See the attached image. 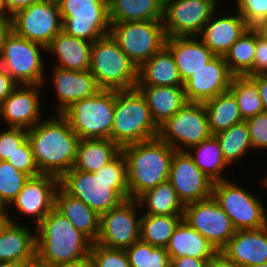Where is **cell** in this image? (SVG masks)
<instances>
[{"instance_id":"1","label":"cell","mask_w":267,"mask_h":267,"mask_svg":"<svg viewBox=\"0 0 267 267\" xmlns=\"http://www.w3.org/2000/svg\"><path fill=\"white\" fill-rule=\"evenodd\" d=\"M59 186L99 215L108 212L129 199L125 156L121 151L94 173L72 168L59 179Z\"/></svg>"},{"instance_id":"2","label":"cell","mask_w":267,"mask_h":267,"mask_svg":"<svg viewBox=\"0 0 267 267\" xmlns=\"http://www.w3.org/2000/svg\"><path fill=\"white\" fill-rule=\"evenodd\" d=\"M27 140L40 174L60 179L74 167L80 138L62 114H48L27 129Z\"/></svg>"},{"instance_id":"3","label":"cell","mask_w":267,"mask_h":267,"mask_svg":"<svg viewBox=\"0 0 267 267\" xmlns=\"http://www.w3.org/2000/svg\"><path fill=\"white\" fill-rule=\"evenodd\" d=\"M92 243L55 208L36 226V258L46 264L88 258Z\"/></svg>"},{"instance_id":"4","label":"cell","mask_w":267,"mask_h":267,"mask_svg":"<svg viewBox=\"0 0 267 267\" xmlns=\"http://www.w3.org/2000/svg\"><path fill=\"white\" fill-rule=\"evenodd\" d=\"M127 162L129 199L137 200L146 191L169 178L175 150L158 137L121 148Z\"/></svg>"},{"instance_id":"5","label":"cell","mask_w":267,"mask_h":267,"mask_svg":"<svg viewBox=\"0 0 267 267\" xmlns=\"http://www.w3.org/2000/svg\"><path fill=\"white\" fill-rule=\"evenodd\" d=\"M158 130L146 100L137 88L115 90L112 141L123 148L129 144L156 138Z\"/></svg>"},{"instance_id":"6","label":"cell","mask_w":267,"mask_h":267,"mask_svg":"<svg viewBox=\"0 0 267 267\" xmlns=\"http://www.w3.org/2000/svg\"><path fill=\"white\" fill-rule=\"evenodd\" d=\"M89 70L101 89L136 88L137 67L110 34L93 42Z\"/></svg>"},{"instance_id":"7","label":"cell","mask_w":267,"mask_h":267,"mask_svg":"<svg viewBox=\"0 0 267 267\" xmlns=\"http://www.w3.org/2000/svg\"><path fill=\"white\" fill-rule=\"evenodd\" d=\"M231 178L213 183L212 196L229 216L236 230L260 229L267 225V206L259 193L247 190ZM234 179V180H233ZM243 186V187H242Z\"/></svg>"},{"instance_id":"8","label":"cell","mask_w":267,"mask_h":267,"mask_svg":"<svg viewBox=\"0 0 267 267\" xmlns=\"http://www.w3.org/2000/svg\"><path fill=\"white\" fill-rule=\"evenodd\" d=\"M114 107L115 90L101 89L72 103L61 114L80 139H111Z\"/></svg>"},{"instance_id":"9","label":"cell","mask_w":267,"mask_h":267,"mask_svg":"<svg viewBox=\"0 0 267 267\" xmlns=\"http://www.w3.org/2000/svg\"><path fill=\"white\" fill-rule=\"evenodd\" d=\"M45 51V46L20 37L12 31L3 46L0 66L19 85H42L47 69L45 67L49 68L45 62L49 58H44Z\"/></svg>"},{"instance_id":"10","label":"cell","mask_w":267,"mask_h":267,"mask_svg":"<svg viewBox=\"0 0 267 267\" xmlns=\"http://www.w3.org/2000/svg\"><path fill=\"white\" fill-rule=\"evenodd\" d=\"M62 31L94 42L110 33L109 0H60Z\"/></svg>"},{"instance_id":"11","label":"cell","mask_w":267,"mask_h":267,"mask_svg":"<svg viewBox=\"0 0 267 267\" xmlns=\"http://www.w3.org/2000/svg\"><path fill=\"white\" fill-rule=\"evenodd\" d=\"M109 34L137 69L165 46L167 38L162 21L111 23Z\"/></svg>"},{"instance_id":"12","label":"cell","mask_w":267,"mask_h":267,"mask_svg":"<svg viewBox=\"0 0 267 267\" xmlns=\"http://www.w3.org/2000/svg\"><path fill=\"white\" fill-rule=\"evenodd\" d=\"M211 135L204 104L187 102L159 126L157 137L176 151H188Z\"/></svg>"},{"instance_id":"13","label":"cell","mask_w":267,"mask_h":267,"mask_svg":"<svg viewBox=\"0 0 267 267\" xmlns=\"http://www.w3.org/2000/svg\"><path fill=\"white\" fill-rule=\"evenodd\" d=\"M141 208L135 199L100 215V231L96 243L110 249H127L140 240Z\"/></svg>"},{"instance_id":"14","label":"cell","mask_w":267,"mask_h":267,"mask_svg":"<svg viewBox=\"0 0 267 267\" xmlns=\"http://www.w3.org/2000/svg\"><path fill=\"white\" fill-rule=\"evenodd\" d=\"M220 0H164L163 27L166 37L198 36ZM219 4V5H218Z\"/></svg>"},{"instance_id":"15","label":"cell","mask_w":267,"mask_h":267,"mask_svg":"<svg viewBox=\"0 0 267 267\" xmlns=\"http://www.w3.org/2000/svg\"><path fill=\"white\" fill-rule=\"evenodd\" d=\"M62 23L58 3L44 0L12 15V30L16 35L45 47L62 31Z\"/></svg>"},{"instance_id":"16","label":"cell","mask_w":267,"mask_h":267,"mask_svg":"<svg viewBox=\"0 0 267 267\" xmlns=\"http://www.w3.org/2000/svg\"><path fill=\"white\" fill-rule=\"evenodd\" d=\"M58 187L59 178L57 177L43 174L36 177H30V179L23 186L22 191L9 206V213L12 222L19 223L20 221L23 223L21 218L24 217L26 219V224L29 219L34 220L35 225L33 222L32 225L36 227L54 208L55 194ZM11 213L13 215L14 213L17 214L13 216Z\"/></svg>"},{"instance_id":"17","label":"cell","mask_w":267,"mask_h":267,"mask_svg":"<svg viewBox=\"0 0 267 267\" xmlns=\"http://www.w3.org/2000/svg\"><path fill=\"white\" fill-rule=\"evenodd\" d=\"M183 220L206 238L218 252L236 232L231 219L213 196L185 205Z\"/></svg>"},{"instance_id":"18","label":"cell","mask_w":267,"mask_h":267,"mask_svg":"<svg viewBox=\"0 0 267 267\" xmlns=\"http://www.w3.org/2000/svg\"><path fill=\"white\" fill-rule=\"evenodd\" d=\"M47 71H51L45 74L42 86L47 91L51 87L53 95L56 99L54 107L55 114H61L72 103L80 101L81 99L90 97L98 93L101 88L98 86L95 77L90 70L87 71H74L62 69L56 66H50ZM48 75V77H46ZM50 80V87H48V81ZM53 87V88H52ZM55 93V94H54Z\"/></svg>"},{"instance_id":"19","label":"cell","mask_w":267,"mask_h":267,"mask_svg":"<svg viewBox=\"0 0 267 267\" xmlns=\"http://www.w3.org/2000/svg\"><path fill=\"white\" fill-rule=\"evenodd\" d=\"M42 88V85H18L0 104V120L6 127L29 129L48 116L43 108Z\"/></svg>"},{"instance_id":"20","label":"cell","mask_w":267,"mask_h":267,"mask_svg":"<svg viewBox=\"0 0 267 267\" xmlns=\"http://www.w3.org/2000/svg\"><path fill=\"white\" fill-rule=\"evenodd\" d=\"M168 181L184 206L212 196L214 182L196 166L187 151L175 150Z\"/></svg>"},{"instance_id":"21","label":"cell","mask_w":267,"mask_h":267,"mask_svg":"<svg viewBox=\"0 0 267 267\" xmlns=\"http://www.w3.org/2000/svg\"><path fill=\"white\" fill-rule=\"evenodd\" d=\"M232 77L224 57L216 55L184 82L188 102L203 103L229 91Z\"/></svg>"},{"instance_id":"22","label":"cell","mask_w":267,"mask_h":267,"mask_svg":"<svg viewBox=\"0 0 267 267\" xmlns=\"http://www.w3.org/2000/svg\"><path fill=\"white\" fill-rule=\"evenodd\" d=\"M221 8H224L223 5L213 13L197 37L215 55L224 56L250 26L236 10L233 13L228 12V15L227 11Z\"/></svg>"},{"instance_id":"23","label":"cell","mask_w":267,"mask_h":267,"mask_svg":"<svg viewBox=\"0 0 267 267\" xmlns=\"http://www.w3.org/2000/svg\"><path fill=\"white\" fill-rule=\"evenodd\" d=\"M219 255L238 267L267 262V225L260 229L236 230Z\"/></svg>"},{"instance_id":"24","label":"cell","mask_w":267,"mask_h":267,"mask_svg":"<svg viewBox=\"0 0 267 267\" xmlns=\"http://www.w3.org/2000/svg\"><path fill=\"white\" fill-rule=\"evenodd\" d=\"M92 44V42L60 31L46 47V54L48 57L51 55L54 61L51 60L48 63L50 66L62 69L87 71L90 68Z\"/></svg>"},{"instance_id":"25","label":"cell","mask_w":267,"mask_h":267,"mask_svg":"<svg viewBox=\"0 0 267 267\" xmlns=\"http://www.w3.org/2000/svg\"><path fill=\"white\" fill-rule=\"evenodd\" d=\"M165 47L171 52L183 83L216 55L197 37H169Z\"/></svg>"},{"instance_id":"26","label":"cell","mask_w":267,"mask_h":267,"mask_svg":"<svg viewBox=\"0 0 267 267\" xmlns=\"http://www.w3.org/2000/svg\"><path fill=\"white\" fill-rule=\"evenodd\" d=\"M31 227L11 221L0 233V262L28 263L36 258V227Z\"/></svg>"},{"instance_id":"27","label":"cell","mask_w":267,"mask_h":267,"mask_svg":"<svg viewBox=\"0 0 267 267\" xmlns=\"http://www.w3.org/2000/svg\"><path fill=\"white\" fill-rule=\"evenodd\" d=\"M159 127L188 102L183 86H136Z\"/></svg>"},{"instance_id":"28","label":"cell","mask_w":267,"mask_h":267,"mask_svg":"<svg viewBox=\"0 0 267 267\" xmlns=\"http://www.w3.org/2000/svg\"><path fill=\"white\" fill-rule=\"evenodd\" d=\"M54 208L93 243L97 241L100 231V215L82 200L72 197L59 186L55 194Z\"/></svg>"},{"instance_id":"29","label":"cell","mask_w":267,"mask_h":267,"mask_svg":"<svg viewBox=\"0 0 267 267\" xmlns=\"http://www.w3.org/2000/svg\"><path fill=\"white\" fill-rule=\"evenodd\" d=\"M166 251L170 260L180 257L198 259H215L219 252L197 230L193 229L183 219L175 228Z\"/></svg>"},{"instance_id":"30","label":"cell","mask_w":267,"mask_h":267,"mask_svg":"<svg viewBox=\"0 0 267 267\" xmlns=\"http://www.w3.org/2000/svg\"><path fill=\"white\" fill-rule=\"evenodd\" d=\"M171 52L164 46L137 69L136 86H183Z\"/></svg>"},{"instance_id":"31","label":"cell","mask_w":267,"mask_h":267,"mask_svg":"<svg viewBox=\"0 0 267 267\" xmlns=\"http://www.w3.org/2000/svg\"><path fill=\"white\" fill-rule=\"evenodd\" d=\"M120 152L121 148L111 139H80L73 168L94 173Z\"/></svg>"},{"instance_id":"32","label":"cell","mask_w":267,"mask_h":267,"mask_svg":"<svg viewBox=\"0 0 267 267\" xmlns=\"http://www.w3.org/2000/svg\"><path fill=\"white\" fill-rule=\"evenodd\" d=\"M164 0H109L110 23L162 21Z\"/></svg>"},{"instance_id":"33","label":"cell","mask_w":267,"mask_h":267,"mask_svg":"<svg viewBox=\"0 0 267 267\" xmlns=\"http://www.w3.org/2000/svg\"><path fill=\"white\" fill-rule=\"evenodd\" d=\"M187 152L196 166L213 182L229 179L228 171H233V168L225 161L220 144L214 135L191 147ZM229 168L230 170H227Z\"/></svg>"},{"instance_id":"34","label":"cell","mask_w":267,"mask_h":267,"mask_svg":"<svg viewBox=\"0 0 267 267\" xmlns=\"http://www.w3.org/2000/svg\"><path fill=\"white\" fill-rule=\"evenodd\" d=\"M137 201L140 204L142 214L183 215L184 213V205L168 180L146 191Z\"/></svg>"},{"instance_id":"35","label":"cell","mask_w":267,"mask_h":267,"mask_svg":"<svg viewBox=\"0 0 267 267\" xmlns=\"http://www.w3.org/2000/svg\"><path fill=\"white\" fill-rule=\"evenodd\" d=\"M212 135L227 130L233 125L243 122L236 98L227 91L203 102Z\"/></svg>"},{"instance_id":"36","label":"cell","mask_w":267,"mask_h":267,"mask_svg":"<svg viewBox=\"0 0 267 267\" xmlns=\"http://www.w3.org/2000/svg\"><path fill=\"white\" fill-rule=\"evenodd\" d=\"M222 149V154L225 161L232 166L243 163V159L253 151L248 127L245 121L233 125L227 130L214 135ZM241 159V160H240Z\"/></svg>"},{"instance_id":"37","label":"cell","mask_w":267,"mask_h":267,"mask_svg":"<svg viewBox=\"0 0 267 267\" xmlns=\"http://www.w3.org/2000/svg\"><path fill=\"white\" fill-rule=\"evenodd\" d=\"M255 49L256 31L250 27L223 56L233 76H253Z\"/></svg>"},{"instance_id":"38","label":"cell","mask_w":267,"mask_h":267,"mask_svg":"<svg viewBox=\"0 0 267 267\" xmlns=\"http://www.w3.org/2000/svg\"><path fill=\"white\" fill-rule=\"evenodd\" d=\"M183 215L141 214L140 240L154 247L166 248Z\"/></svg>"},{"instance_id":"39","label":"cell","mask_w":267,"mask_h":267,"mask_svg":"<svg viewBox=\"0 0 267 267\" xmlns=\"http://www.w3.org/2000/svg\"><path fill=\"white\" fill-rule=\"evenodd\" d=\"M229 91L236 98L243 120L264 112L258 87L249 76H233Z\"/></svg>"},{"instance_id":"40","label":"cell","mask_w":267,"mask_h":267,"mask_svg":"<svg viewBox=\"0 0 267 267\" xmlns=\"http://www.w3.org/2000/svg\"><path fill=\"white\" fill-rule=\"evenodd\" d=\"M125 251L131 267H170L166 248L154 247L139 240Z\"/></svg>"},{"instance_id":"41","label":"cell","mask_w":267,"mask_h":267,"mask_svg":"<svg viewBox=\"0 0 267 267\" xmlns=\"http://www.w3.org/2000/svg\"><path fill=\"white\" fill-rule=\"evenodd\" d=\"M30 176L18 171L8 161H0V195L10 206Z\"/></svg>"},{"instance_id":"42","label":"cell","mask_w":267,"mask_h":267,"mask_svg":"<svg viewBox=\"0 0 267 267\" xmlns=\"http://www.w3.org/2000/svg\"><path fill=\"white\" fill-rule=\"evenodd\" d=\"M89 258L92 267H131L124 249H110L92 243Z\"/></svg>"},{"instance_id":"43","label":"cell","mask_w":267,"mask_h":267,"mask_svg":"<svg viewBox=\"0 0 267 267\" xmlns=\"http://www.w3.org/2000/svg\"><path fill=\"white\" fill-rule=\"evenodd\" d=\"M2 129H0V161H6L11 159L12 155L27 140V129L21 127L5 128L4 126Z\"/></svg>"},{"instance_id":"44","label":"cell","mask_w":267,"mask_h":267,"mask_svg":"<svg viewBox=\"0 0 267 267\" xmlns=\"http://www.w3.org/2000/svg\"><path fill=\"white\" fill-rule=\"evenodd\" d=\"M247 124L254 153L267 150V113L263 112L244 120ZM259 150V151H258Z\"/></svg>"},{"instance_id":"45","label":"cell","mask_w":267,"mask_h":267,"mask_svg":"<svg viewBox=\"0 0 267 267\" xmlns=\"http://www.w3.org/2000/svg\"><path fill=\"white\" fill-rule=\"evenodd\" d=\"M13 167L30 177L41 175L34 160L33 152L28 140H26L11 157L7 159Z\"/></svg>"},{"instance_id":"46","label":"cell","mask_w":267,"mask_h":267,"mask_svg":"<svg viewBox=\"0 0 267 267\" xmlns=\"http://www.w3.org/2000/svg\"><path fill=\"white\" fill-rule=\"evenodd\" d=\"M236 11L252 27L267 17V0H233Z\"/></svg>"},{"instance_id":"47","label":"cell","mask_w":267,"mask_h":267,"mask_svg":"<svg viewBox=\"0 0 267 267\" xmlns=\"http://www.w3.org/2000/svg\"><path fill=\"white\" fill-rule=\"evenodd\" d=\"M253 75H267V42L258 37L257 33Z\"/></svg>"},{"instance_id":"48","label":"cell","mask_w":267,"mask_h":267,"mask_svg":"<svg viewBox=\"0 0 267 267\" xmlns=\"http://www.w3.org/2000/svg\"><path fill=\"white\" fill-rule=\"evenodd\" d=\"M18 83L0 66V104L18 87Z\"/></svg>"},{"instance_id":"49","label":"cell","mask_w":267,"mask_h":267,"mask_svg":"<svg viewBox=\"0 0 267 267\" xmlns=\"http://www.w3.org/2000/svg\"><path fill=\"white\" fill-rule=\"evenodd\" d=\"M214 259H198L189 256L170 260V267H209Z\"/></svg>"},{"instance_id":"50","label":"cell","mask_w":267,"mask_h":267,"mask_svg":"<svg viewBox=\"0 0 267 267\" xmlns=\"http://www.w3.org/2000/svg\"><path fill=\"white\" fill-rule=\"evenodd\" d=\"M257 85L264 112L267 113V75L249 76Z\"/></svg>"},{"instance_id":"51","label":"cell","mask_w":267,"mask_h":267,"mask_svg":"<svg viewBox=\"0 0 267 267\" xmlns=\"http://www.w3.org/2000/svg\"><path fill=\"white\" fill-rule=\"evenodd\" d=\"M12 31V19H0V56L6 39Z\"/></svg>"},{"instance_id":"52","label":"cell","mask_w":267,"mask_h":267,"mask_svg":"<svg viewBox=\"0 0 267 267\" xmlns=\"http://www.w3.org/2000/svg\"><path fill=\"white\" fill-rule=\"evenodd\" d=\"M5 5L10 12L11 15H13L16 11L26 8L30 6L32 3L37 2L38 0H4Z\"/></svg>"},{"instance_id":"53","label":"cell","mask_w":267,"mask_h":267,"mask_svg":"<svg viewBox=\"0 0 267 267\" xmlns=\"http://www.w3.org/2000/svg\"><path fill=\"white\" fill-rule=\"evenodd\" d=\"M252 28L256 31L258 37L267 42V17L260 19Z\"/></svg>"},{"instance_id":"54","label":"cell","mask_w":267,"mask_h":267,"mask_svg":"<svg viewBox=\"0 0 267 267\" xmlns=\"http://www.w3.org/2000/svg\"><path fill=\"white\" fill-rule=\"evenodd\" d=\"M52 267H92L90 258L81 259L75 262L58 263Z\"/></svg>"},{"instance_id":"55","label":"cell","mask_w":267,"mask_h":267,"mask_svg":"<svg viewBox=\"0 0 267 267\" xmlns=\"http://www.w3.org/2000/svg\"><path fill=\"white\" fill-rule=\"evenodd\" d=\"M209 267H238L228 261L222 256L218 255L213 261L210 262Z\"/></svg>"},{"instance_id":"56","label":"cell","mask_w":267,"mask_h":267,"mask_svg":"<svg viewBox=\"0 0 267 267\" xmlns=\"http://www.w3.org/2000/svg\"><path fill=\"white\" fill-rule=\"evenodd\" d=\"M11 221L12 220L9 211H0V233L9 225Z\"/></svg>"},{"instance_id":"57","label":"cell","mask_w":267,"mask_h":267,"mask_svg":"<svg viewBox=\"0 0 267 267\" xmlns=\"http://www.w3.org/2000/svg\"><path fill=\"white\" fill-rule=\"evenodd\" d=\"M0 19H12V15L8 11L4 0H0Z\"/></svg>"},{"instance_id":"58","label":"cell","mask_w":267,"mask_h":267,"mask_svg":"<svg viewBox=\"0 0 267 267\" xmlns=\"http://www.w3.org/2000/svg\"><path fill=\"white\" fill-rule=\"evenodd\" d=\"M25 267H52V265L43 263L39 261L37 258H35L31 262L26 263Z\"/></svg>"},{"instance_id":"59","label":"cell","mask_w":267,"mask_h":267,"mask_svg":"<svg viewBox=\"0 0 267 267\" xmlns=\"http://www.w3.org/2000/svg\"><path fill=\"white\" fill-rule=\"evenodd\" d=\"M26 263L0 262V267H25Z\"/></svg>"},{"instance_id":"60","label":"cell","mask_w":267,"mask_h":267,"mask_svg":"<svg viewBox=\"0 0 267 267\" xmlns=\"http://www.w3.org/2000/svg\"><path fill=\"white\" fill-rule=\"evenodd\" d=\"M0 211H9V206L4 202L0 195Z\"/></svg>"},{"instance_id":"61","label":"cell","mask_w":267,"mask_h":267,"mask_svg":"<svg viewBox=\"0 0 267 267\" xmlns=\"http://www.w3.org/2000/svg\"><path fill=\"white\" fill-rule=\"evenodd\" d=\"M264 175H265V176H263L264 178L262 177L261 180H262V184H263L262 187L263 188L265 187V189H266L267 188V175H266V173Z\"/></svg>"},{"instance_id":"62","label":"cell","mask_w":267,"mask_h":267,"mask_svg":"<svg viewBox=\"0 0 267 267\" xmlns=\"http://www.w3.org/2000/svg\"><path fill=\"white\" fill-rule=\"evenodd\" d=\"M248 267H267V262L261 263L259 265H254V266H248Z\"/></svg>"},{"instance_id":"63","label":"cell","mask_w":267,"mask_h":267,"mask_svg":"<svg viewBox=\"0 0 267 267\" xmlns=\"http://www.w3.org/2000/svg\"><path fill=\"white\" fill-rule=\"evenodd\" d=\"M44 1H49V2H55V3H58L60 0H44Z\"/></svg>"}]
</instances>
